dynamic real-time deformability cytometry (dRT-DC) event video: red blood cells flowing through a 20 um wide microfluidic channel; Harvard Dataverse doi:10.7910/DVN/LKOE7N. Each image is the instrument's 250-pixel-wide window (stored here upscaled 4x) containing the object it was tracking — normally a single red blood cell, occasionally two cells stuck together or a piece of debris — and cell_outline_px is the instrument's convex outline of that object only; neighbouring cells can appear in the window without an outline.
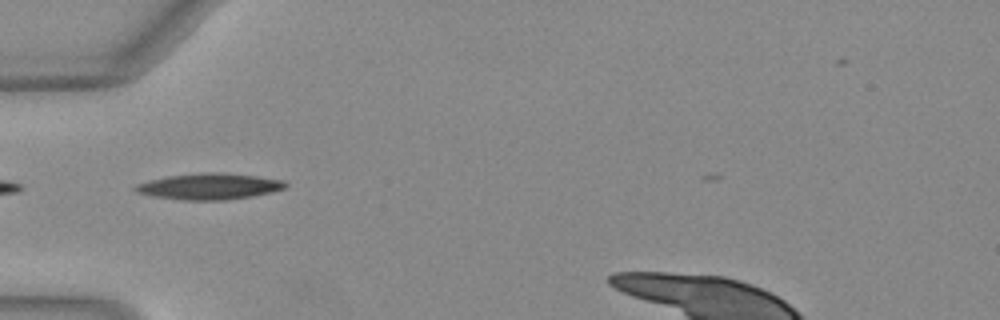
{"species": "Egyptian fruit bat (a non-hibernating species)", "species_latin": "Rousettus aegyptiacus", "temperature_condition": "warm", "stored_images_in_passage": 32, "camera_frame_rate_fps": 3000, "um_per_image_px": 0.085, "animal": {"sex": "female"}, "frame": {"image": 1, "passage_image": 1, "time_ms": 0.0, "image_size_px": [1000, 320], "cell_outline_px": [[288, 184], [284, 188], [272, 192], [252, 196], [224, 200], [180, 200], [152, 196], [136, 192], [132, 188], [136, 184], [148, 180], [168, 176], [200, 172], [224, 172], [256, 176], [284, 180]], "centroid_in_image_um": [17.76, 15.84], "position_along_channel_um": 67.2, "area_um2": 23.06}}
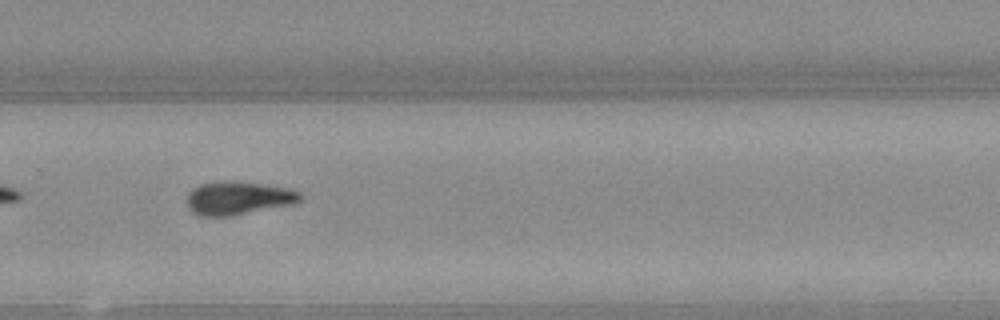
{"frame": {"image": 2, "passage_image": 19, "time_ms": 6.0, "image_size_px": [1000, 320], "cell_outline_px": [[300, 200], [288, 204], [232, 216], [200, 216], [192, 212], [188, 208], [188, 192], [192, 188], [200, 184], [220, 180], [224, 180], [264, 184], [284, 188], [300, 192]], "centroid_in_image_um": [20.15, 16.83], "position_along_channel_um": 309.7, "area_um2": 21.68}}